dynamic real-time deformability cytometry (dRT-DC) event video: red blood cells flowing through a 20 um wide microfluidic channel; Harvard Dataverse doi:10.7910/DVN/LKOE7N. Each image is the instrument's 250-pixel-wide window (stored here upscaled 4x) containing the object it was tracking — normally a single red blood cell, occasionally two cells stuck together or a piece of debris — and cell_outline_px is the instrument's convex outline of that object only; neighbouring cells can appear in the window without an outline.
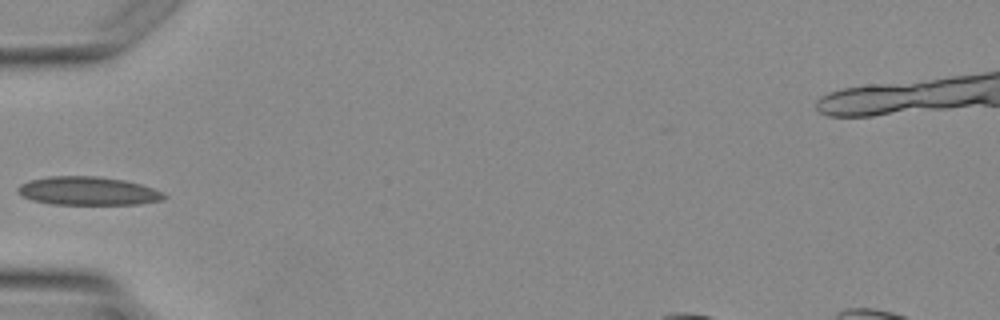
{"species": "Egyptian fruit bat (a non-hibernating species)", "species_latin": "Rousettus aegyptiacus", "temperature_condition": "warm", "stored_images_in_passage": 3, "camera_frame_rate_fps": 3000, "um_per_image_px": 0.085, "animal": {"sex": "female"}, "frame": {"image": 1, "passage_image": 3, "time_ms": 2.333, "image_size_px": [1000, 320], "cell_outline_px": [[168, 196], [164, 200], [140, 204], [52, 204], [32, 200], [20, 196], [16, 192], [16, 188], [20, 184], [28, 180], [48, 176], [100, 176], [124, 180], [140, 184], [164, 192]], "centroid_in_image_um": [7.46, 16.23], "position_along_channel_um": 77.5, "area_um2": 24.57}}